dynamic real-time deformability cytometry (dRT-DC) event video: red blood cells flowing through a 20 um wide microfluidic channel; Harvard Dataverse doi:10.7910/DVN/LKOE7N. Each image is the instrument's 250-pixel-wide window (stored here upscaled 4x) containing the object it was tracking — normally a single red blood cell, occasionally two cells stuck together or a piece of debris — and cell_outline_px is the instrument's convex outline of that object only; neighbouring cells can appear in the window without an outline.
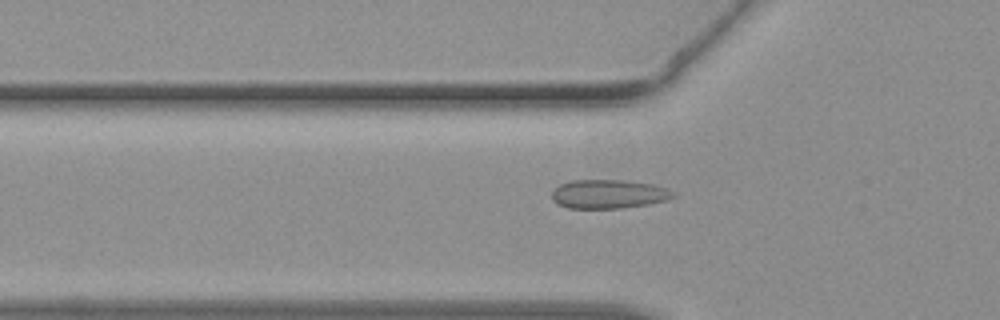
{"species": "common noctule bat (a hibernating species)", "species_latin": "Nyctalus noctula", "temperature_condition": "warm", "stored_images_in_passage": 41, "camera_frame_rate_fps": 3000, "um_per_image_px": 0.085, "animal": {"sex": "female", "body_mass_g": 19.3, "forearm_length_mm": 54.1}, "frame": {"image": 1, "passage_image": 15, "time_ms": 4.667, "image_size_px": [1000, 320], "cell_outline_px": [[676, 196], [668, 200], [648, 204], [620, 208], [568, 208], [556, 204], [552, 200], [552, 192], [560, 184], [572, 180], [624, 180], [652, 184], [668, 188], [676, 192]], "centroid_in_image_um": [51.76, 16.49], "position_along_channel_um": 74.0, "area_um2": 20.58}}
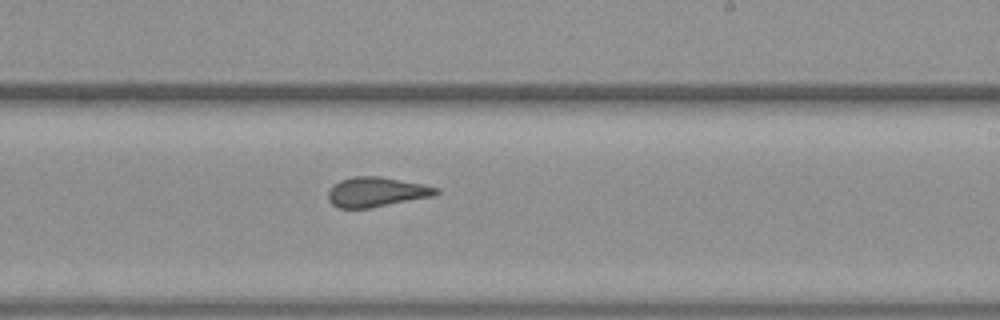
{"frame": {"image": 2, "passage_image": 27, "time_ms": 8.667, "image_size_px": [1000, 320], "cell_outline_px": [[440, 192], [432, 196], [368, 208], [340, 208], [332, 204], [328, 200], [328, 192], [340, 180], [352, 176], [380, 176], [424, 184], [440, 188]], "centroid_in_image_um": [32.01, 16.3], "position_along_channel_um": 257.0, "area_um2": 18.55}}
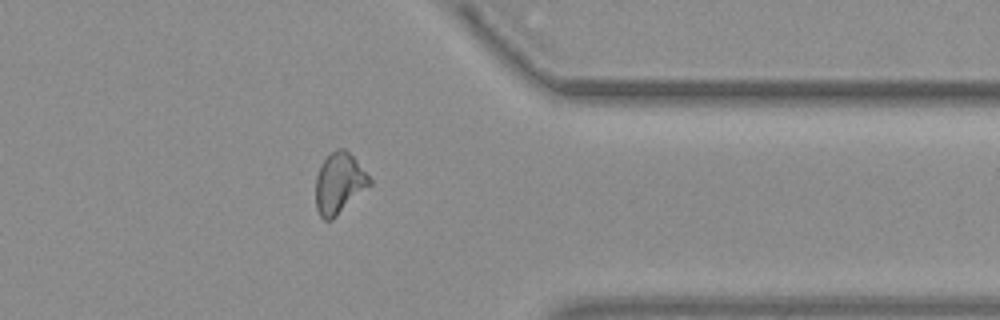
{"frame": {"image": 3, "passage_image": 36, "time_ms": 11.667, "image_size_px": [1000, 320], "cell_outline_px": [[372, 184], [332, 220], [324, 220], [320, 216], [316, 208], [316, 176], [324, 160], [336, 148], [344, 148], [356, 160], [372, 180]], "centroid_in_image_um": [28.83, 15.6], "position_along_channel_um": 382.6, "area_um2": 18.9}}